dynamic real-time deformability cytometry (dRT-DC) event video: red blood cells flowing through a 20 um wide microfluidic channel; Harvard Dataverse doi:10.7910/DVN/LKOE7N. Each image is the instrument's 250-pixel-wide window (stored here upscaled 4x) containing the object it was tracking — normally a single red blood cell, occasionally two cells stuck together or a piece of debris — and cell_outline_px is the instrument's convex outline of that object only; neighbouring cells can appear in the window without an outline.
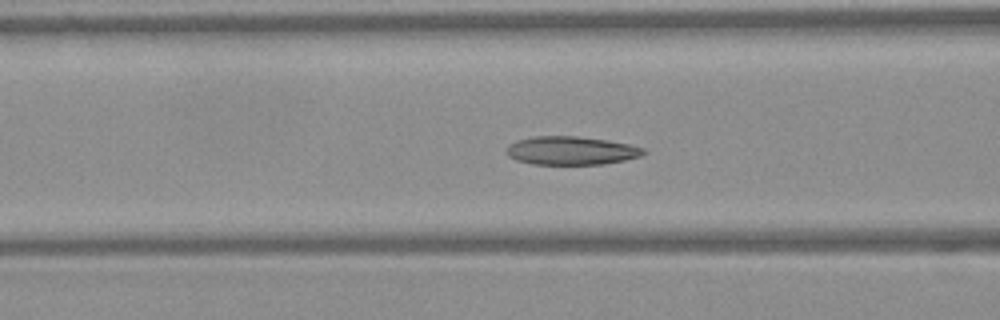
{"species": "Egyptian fruit bat (a non-hibernating species)", "species_latin": "Rousettus aegyptiacus", "temperature_condition": "warm", "stored_images_in_passage": 48, "camera_frame_rate_fps": 3000, "um_per_image_px": 0.085, "frame": {"image": 1, "passage_image": 18, "time_ms": 5.667, "image_size_px": [1000, 320], "cell_outline_px": [[648, 152], [640, 156], [624, 160], [604, 164], [532, 164], [516, 160], [508, 156], [504, 152], [508, 144], [516, 140], [532, 136], [576, 136], [608, 140], [628, 144], [644, 148]], "centroid_in_image_um": [48.51, 12.8], "position_along_channel_um": 118.1, "area_um2": 22.89}}
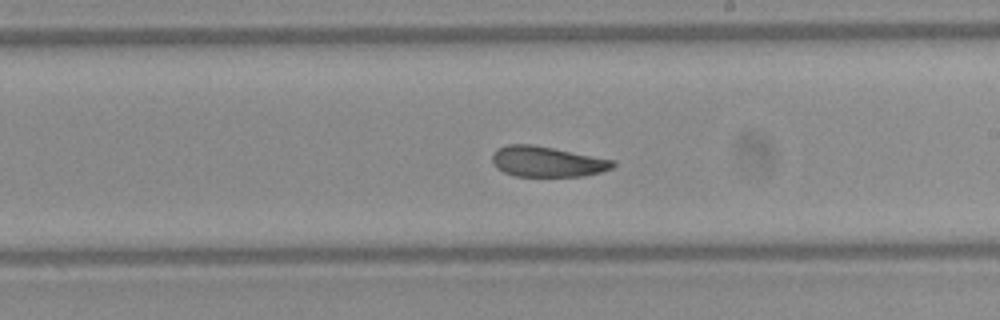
{"frame": {"image": 2, "passage_image": 27, "time_ms": 8.667, "image_size_px": [1000, 320], "cell_outline_px": [[616, 164], [612, 168], [600, 172], [584, 176], [516, 176], [504, 172], [496, 168], [492, 160], [492, 152], [496, 148], [508, 144], [532, 144], [616, 160]], "centroid_in_image_um": [46.49, 13.73], "position_along_channel_um": 242.5, "area_um2": 21.56}}
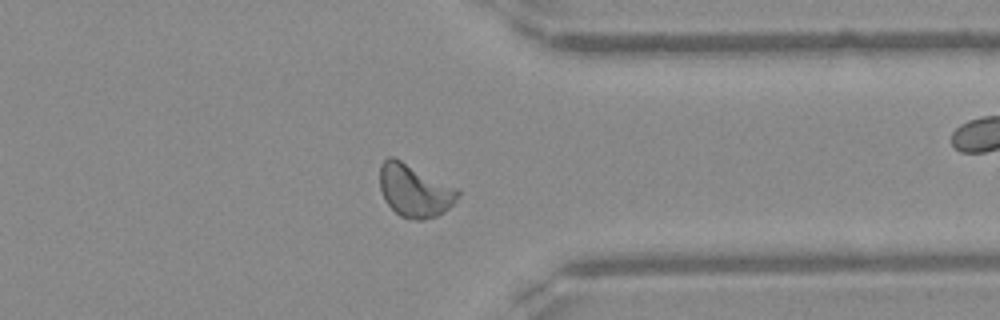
{"frame": {"image": 3, "passage_image": 37, "time_ms": 12.0, "image_size_px": [1000, 320], "cell_outline_px": [[460, 196], [444, 212], [436, 216], [424, 220], [416, 220], [400, 216], [384, 200], [380, 188], [380, 164], [388, 156], [392, 156], [460, 188]], "centroid_in_image_um": [35.26, 16.19], "position_along_channel_um": 376.1, "area_um2": 24.16}, "authors_computed_cell_mechanics": {"area_um2": 23.0622, "velocity_mm_per_s": 4.1493, "shape_relaxation_time_tau1_ms": null, "shape_relaxation_time_tau2_ms": 3.0376, "deformation_change_tau1": null, "deformation_change_tau2": 0.0897}}